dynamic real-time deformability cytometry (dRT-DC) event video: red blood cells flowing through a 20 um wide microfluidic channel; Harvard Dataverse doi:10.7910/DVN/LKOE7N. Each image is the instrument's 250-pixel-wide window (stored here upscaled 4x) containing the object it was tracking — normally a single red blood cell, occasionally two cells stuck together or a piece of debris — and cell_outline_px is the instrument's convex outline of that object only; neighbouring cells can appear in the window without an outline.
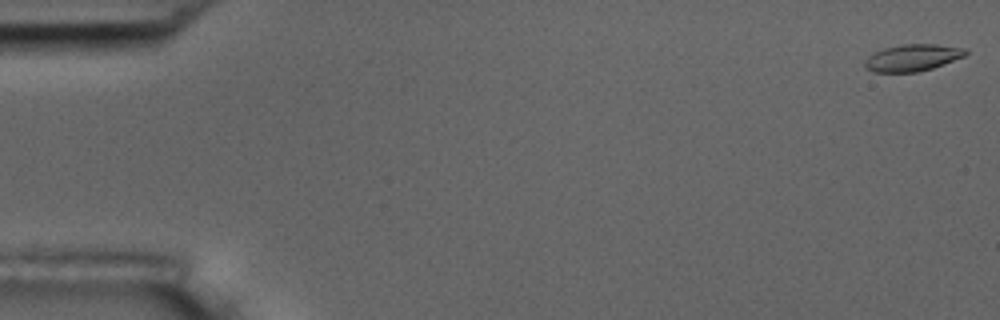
{"species": "common noctule bat (a hibernating species)", "species_latin": "Nyctalus noctula", "temperature_condition": "room temperature", "stored_images_in_passage": 5, "camera_frame_rate_fps": 3000, "um_per_image_px": 0.085, "animal": {"sex": "male", "body_mass_g": 17.5, "forearm_length_mm": 52.3}, "frame": {"image": 1, "passage_image": 1, "time_ms": 0.0, "image_size_px": [1000, 320], "cell_outline_px": [[968, 52], [964, 56], [944, 64], [920, 72], [872, 72], [864, 68], [864, 60], [868, 56], [884, 48], [904, 44], [936, 44], [968, 48]], "centroid_in_image_um": [77.56, 4.91], "position_along_channel_um": 7.4, "area_um2": 15.9}}
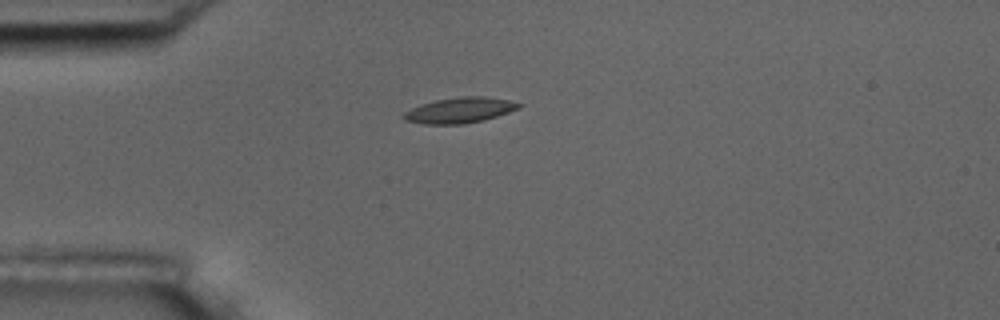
{"frame": {"image": 2, "passage_image": 5, "time_ms": 1.333, "image_size_px": [1000, 320], "cell_outline_px": [[524, 104], [520, 108], [484, 120], [464, 124], [424, 124], [404, 120], [404, 112], [420, 104], [436, 100], [460, 96], [484, 96], [508, 100]], "centroid_in_image_um": [39.09, 9.36], "position_along_channel_um": 45.9, "area_um2": 17.11}}